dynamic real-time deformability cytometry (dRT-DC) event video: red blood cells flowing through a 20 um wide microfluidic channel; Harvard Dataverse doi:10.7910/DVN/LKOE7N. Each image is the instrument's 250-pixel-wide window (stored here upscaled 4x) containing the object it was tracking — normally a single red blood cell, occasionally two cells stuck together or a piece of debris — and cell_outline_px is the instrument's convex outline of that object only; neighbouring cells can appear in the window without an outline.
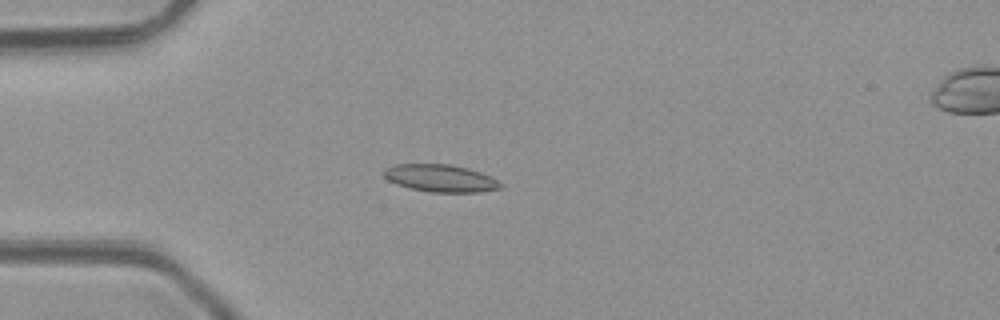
{"species": "common noctule bat (a hibernating species)", "species_latin": "Nyctalus noctula", "temperature_condition": "room temperature", "stored_images_in_passage": 2, "camera_frame_rate_fps": 3000, "um_per_image_px": 0.085, "animal": {"sex": "male", "body_mass_g": 23.1, "forearm_length_mm": 52.7}, "frame": {"image": 1, "passage_image": 1, "time_ms": 0.0, "image_size_px": [1000, 320], "cell_outline_px": [[504, 184], [500, 188], [480, 192], [432, 192], [412, 188], [396, 184], [388, 180], [384, 176], [384, 168], [396, 164], [448, 164], [468, 168], [480, 172]], "centroid_in_image_um": [37.43, 15.14], "position_along_channel_um": 47.6, "area_um2": 18.44}}